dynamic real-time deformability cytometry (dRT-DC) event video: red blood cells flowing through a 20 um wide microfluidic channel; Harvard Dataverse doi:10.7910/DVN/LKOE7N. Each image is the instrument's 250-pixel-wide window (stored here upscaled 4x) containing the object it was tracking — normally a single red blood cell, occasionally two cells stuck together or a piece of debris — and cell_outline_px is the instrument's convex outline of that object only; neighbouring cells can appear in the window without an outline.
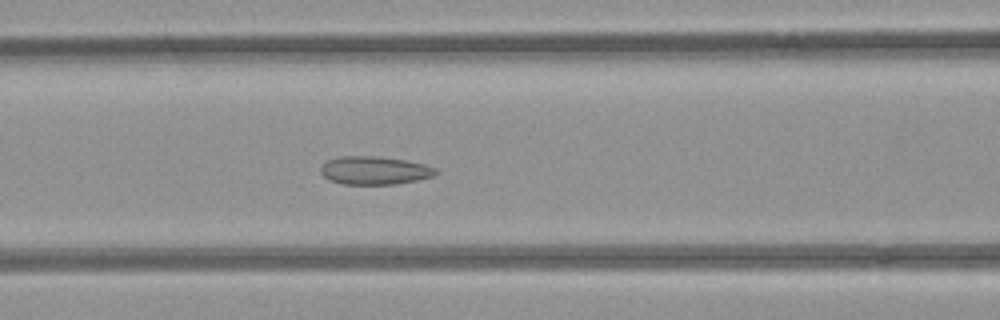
{"species": "common noctule bat (a hibernating species)", "species_latin": "Nyctalus noctula", "temperature_condition": "room temperature", "stored_images_in_passage": 54, "camera_frame_rate_fps": 3000, "um_per_image_px": 0.085, "animal": {"sex": "female", "body_mass_g": 21.9}, "frame": {"image": 1, "passage_image": 22, "time_ms": 7.0, "image_size_px": [1000, 320], "cell_outline_px": [[440, 172], [432, 176], [416, 180], [396, 184], [344, 184], [328, 180], [320, 172], [320, 168], [328, 160], [340, 156], [376, 156], [404, 160], [424, 164], [436, 168]], "centroid_in_image_um": [31.83, 14.49], "position_along_channel_um": 134.8, "area_um2": 18.84}}
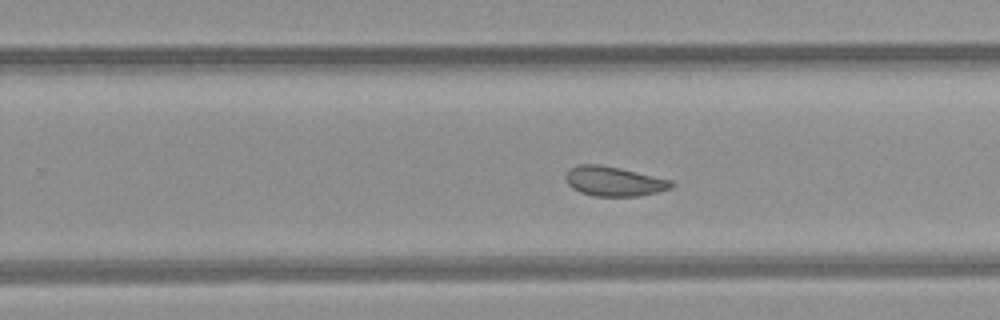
{"frame": {"image": 2, "passage_image": 33, "time_ms": 10.667, "image_size_px": [1000, 320], "cell_outline_px": [[672, 188], [640, 196], [592, 196], [580, 192], [572, 188], [568, 184], [564, 176], [572, 168], [580, 164], [600, 164], [620, 168], [672, 180]], "centroid_in_image_um": [52.17, 15.41], "position_along_channel_um": 277.6, "area_um2": 18.15}}
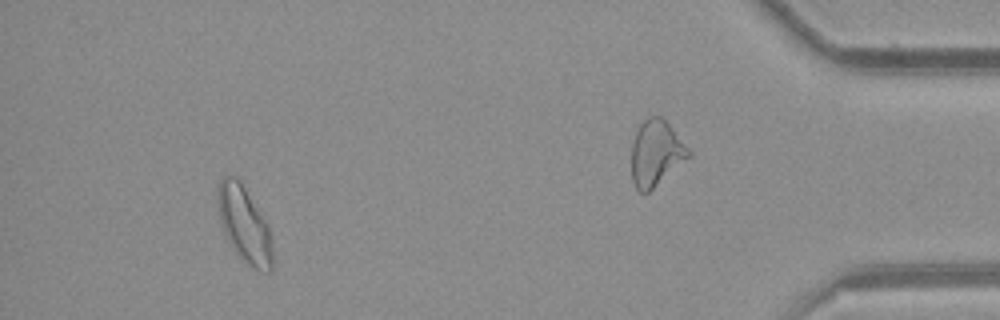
{"frame": {"image": 3, "passage_image": 49, "time_ms": 16.0, "image_size_px": [1000, 320], "cell_outline_px": [[272, 268], [268, 272], [252, 268], [232, 248], [224, 232], [220, 220], [220, 180], [224, 176], [232, 176], [244, 188], [268, 224], [272, 236]], "centroid_in_image_um": [20.83, 19.17], "position_along_channel_um": 414.4, "area_um2": 23.24}, "authors_computed_cell_mechanics": {"area_um2": 20.5479, "velocity_mm_per_s": 3.9116, "shape_relaxation_time_tau1_ms": null, "shape_relaxation_time_tau2_ms": 1.5828, "deformation_change_tau1": null, "deformation_change_tau2": 0.0643}}